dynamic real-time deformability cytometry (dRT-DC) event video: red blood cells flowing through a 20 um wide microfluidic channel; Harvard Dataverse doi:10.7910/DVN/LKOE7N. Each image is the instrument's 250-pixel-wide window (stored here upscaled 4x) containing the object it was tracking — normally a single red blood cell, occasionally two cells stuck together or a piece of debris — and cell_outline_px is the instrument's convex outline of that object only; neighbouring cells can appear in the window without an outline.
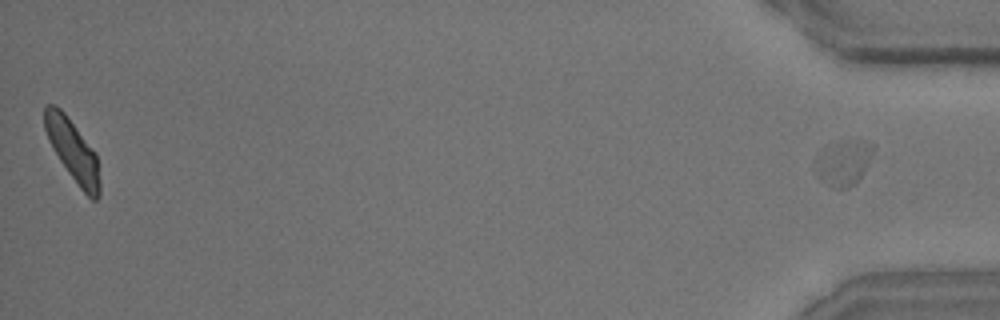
{"species": "common noctule bat (a hibernating species)", "species_latin": "Nyctalus noctula", "temperature_condition": "room temperature", "stored_images_in_passage": 37, "segment_of_instrument_passage": [2, 2], "camera_frame_rate_fps": 3000, "um_per_image_px": 0.085, "animal": {"sex": "male", "body_mass_g": 15.6}, "frame": {"image": 1, "passage_image": 37, "time_ms": 12.0, "image_size_px": [1000, 320], "cell_outline_px": [[872, 148], [868, 160], [860, 176], [852, 184], [844, 188], [832, 188], [820, 180], [816, 176], [816, 156], [824, 144], [840, 140], [864, 140], [872, 144]], "centroid_in_image_um": [71.59, 13.78], "position_along_channel_um": 363.6, "area_um2": 15.14}}